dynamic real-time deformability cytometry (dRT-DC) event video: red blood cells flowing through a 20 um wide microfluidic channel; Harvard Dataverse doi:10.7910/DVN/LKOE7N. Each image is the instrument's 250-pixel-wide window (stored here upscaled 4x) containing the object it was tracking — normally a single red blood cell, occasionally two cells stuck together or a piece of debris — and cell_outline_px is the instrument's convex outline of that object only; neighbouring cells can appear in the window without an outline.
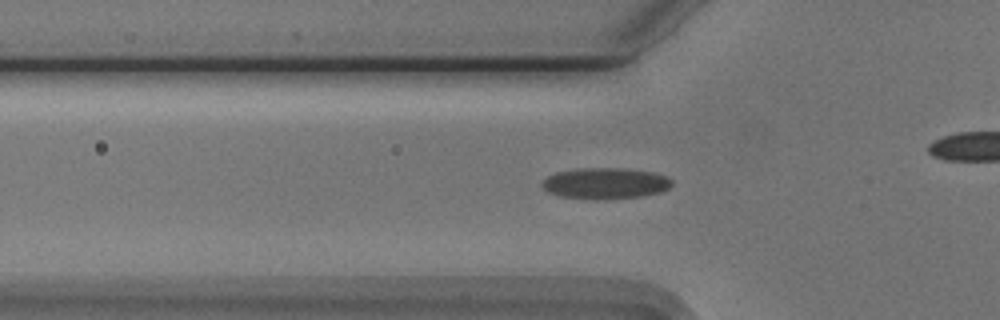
{"species": "Egyptian fruit bat (a non-hibernating species)", "species_latin": "Rousettus aegyptiacus", "temperature_condition": "cold", "stored_images_in_passage": 38, "camera_frame_rate_fps": 3000, "um_per_image_px": 0.085, "animal": {"sex": "male"}, "frame": {"image": 1, "passage_image": 11, "time_ms": 3.333, "image_size_px": [1000, 320], "cell_outline_px": [[672, 184], [668, 188], [660, 192], [644, 196], [604, 200], [596, 200], [560, 196], [548, 192], [540, 184], [548, 176], [556, 172], [576, 168], [624, 168], [656, 172], [668, 176], [672, 180]], "centroid_in_image_um": [51.48, 15.58], "position_along_channel_um": 74.3, "area_um2": 23.93}}
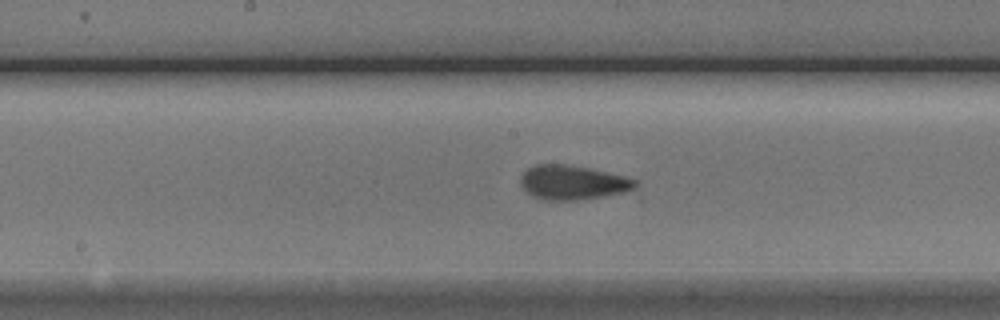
{"frame": {"image": 2, "passage_image": 21, "time_ms": 6.667, "image_size_px": [1000, 320], "cell_outline_px": [[640, 184], [636, 188], [624, 192], [604, 196], [576, 200], [544, 200], [532, 196], [520, 184], [520, 176], [528, 168], [536, 164], [564, 164], [592, 168], [624, 176], [636, 180]], "centroid_in_image_um": [48.69, 15.5], "position_along_channel_um": 199.5, "area_um2": 23.06}}
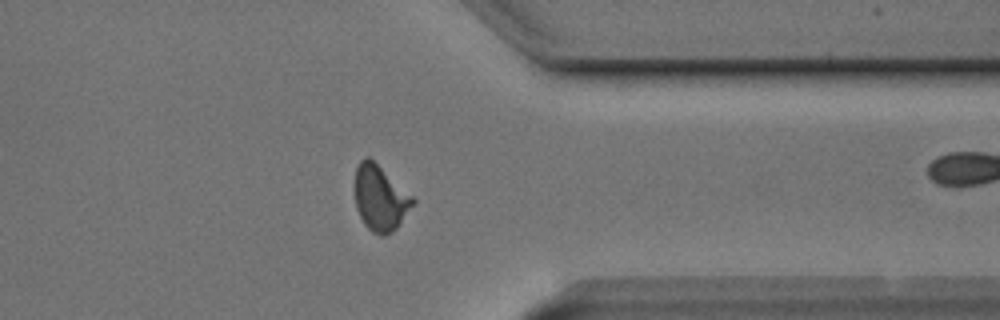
{"frame": {"image": 3, "passage_image": 36, "time_ms": 11.667, "image_size_px": [1000, 320], "cell_outline_px": [[416, 204], [396, 228], [392, 232], [384, 236], [380, 236], [372, 232], [364, 224], [356, 208], [352, 184], [356, 168], [360, 160], [364, 156], [368, 156], [412, 196], [416, 200]], "centroid_in_image_um": [32.28, 16.84], "position_along_channel_um": 379.1, "area_um2": 22.48}}